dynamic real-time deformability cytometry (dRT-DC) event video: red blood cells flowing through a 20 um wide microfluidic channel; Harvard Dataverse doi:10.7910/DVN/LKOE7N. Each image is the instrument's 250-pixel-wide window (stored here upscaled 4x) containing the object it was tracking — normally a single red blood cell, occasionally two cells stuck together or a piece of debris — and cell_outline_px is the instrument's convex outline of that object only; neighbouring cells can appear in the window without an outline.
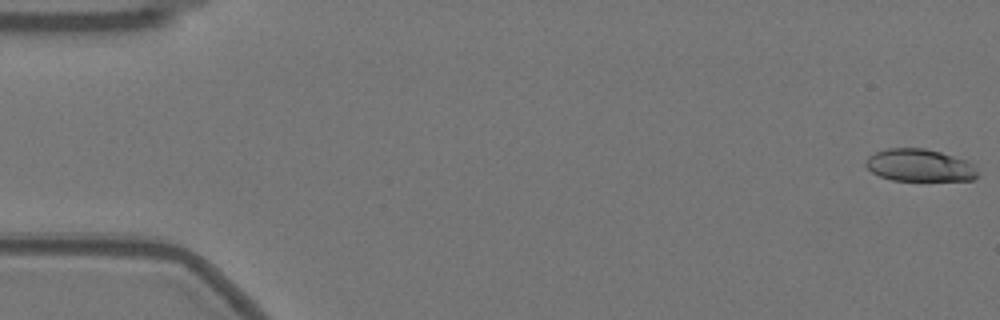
{"species": "Egyptian fruit bat (a non-hibernating species)", "species_latin": "Rousettus aegyptiacus", "temperature_condition": "warm", "stored_images_in_passage": 3, "camera_frame_rate_fps": 3000, "um_per_image_px": 0.085, "animal": {"sex": "female"}, "frame": {"image": 1, "passage_image": 1, "time_ms": 0.0, "image_size_px": [1000, 320], "cell_outline_px": [[976, 176], [972, 180], [892, 180], [880, 176], [872, 172], [864, 164], [864, 160], [868, 156], [876, 152], [888, 148], [924, 148], [940, 152], [964, 160], [972, 164], [976, 168]], "centroid_in_image_um": [78.1, 14.05], "position_along_channel_um": 6.9, "area_um2": 20.87}}